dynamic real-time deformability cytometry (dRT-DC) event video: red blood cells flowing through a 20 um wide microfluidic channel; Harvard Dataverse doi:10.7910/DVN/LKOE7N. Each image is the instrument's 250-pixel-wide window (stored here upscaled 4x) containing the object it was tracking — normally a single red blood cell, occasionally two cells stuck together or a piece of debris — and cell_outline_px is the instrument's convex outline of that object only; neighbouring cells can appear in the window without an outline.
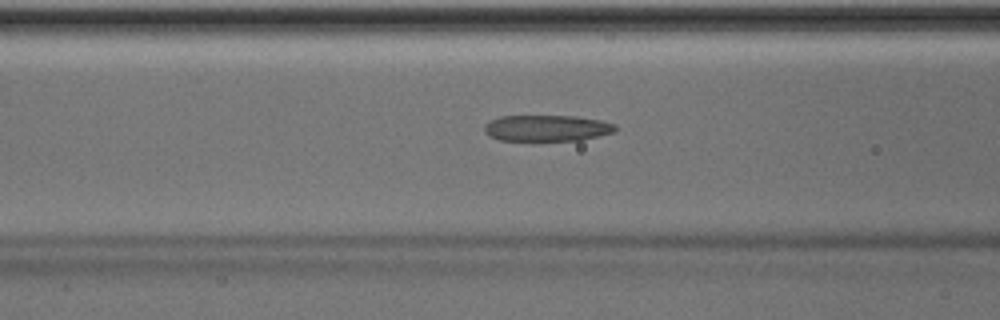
{"species": "Egyptian fruit bat (a non-hibernating species)", "species_latin": "Rousettus aegyptiacus", "temperature_condition": "room temperature", "stored_images_in_passage": 36, "camera_frame_rate_fps": 3000, "um_per_image_px": 0.085, "animal": {"sex": "male"}, "frame": {"image": 1, "passage_image": 6, "time_ms": 1.667, "image_size_px": [1000, 320], "cell_outline_px": [[616, 132], [580, 140], [532, 144], [500, 140], [484, 132], [484, 124], [488, 120], [500, 116], [576, 116], [600, 120], [616, 124]], "centroid_in_image_um": [46.44, 10.94], "position_along_channel_um": 120.2, "area_um2": 21.15}}
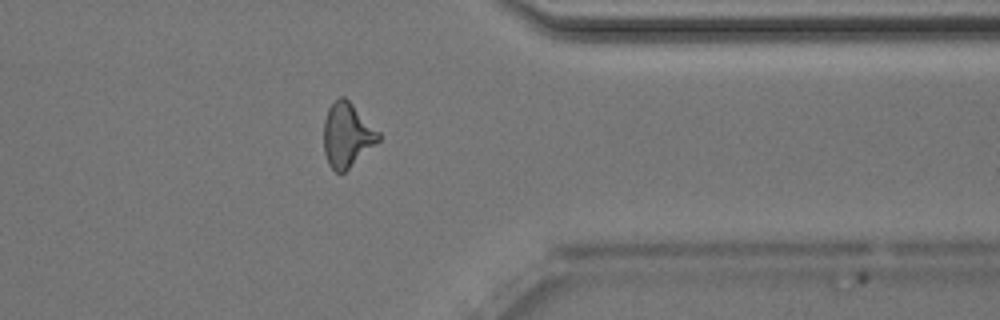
{"frame": {"image": 2, "passage_image": 26, "time_ms": 8.333, "image_size_px": [1000, 320], "cell_outline_px": [[380, 140], [344, 172], [336, 172], [328, 164], [324, 152], [324, 120], [328, 108], [340, 96], [344, 96], [380, 132]], "centroid_in_image_um": [29.49, 11.47], "position_along_channel_um": 381.9, "area_um2": 20.23}, "authors_computed_cell_mechanics": {"area_um2": 20.2011, "velocity_mm_per_s": 4.0579, "shape_relaxation_time_tau1_ms": 5.2258, "shape_relaxation_time_tau2_ms": 1.558, "deformation_change_tau1": 0.1889, "deformation_change_tau2": 0.1182}}